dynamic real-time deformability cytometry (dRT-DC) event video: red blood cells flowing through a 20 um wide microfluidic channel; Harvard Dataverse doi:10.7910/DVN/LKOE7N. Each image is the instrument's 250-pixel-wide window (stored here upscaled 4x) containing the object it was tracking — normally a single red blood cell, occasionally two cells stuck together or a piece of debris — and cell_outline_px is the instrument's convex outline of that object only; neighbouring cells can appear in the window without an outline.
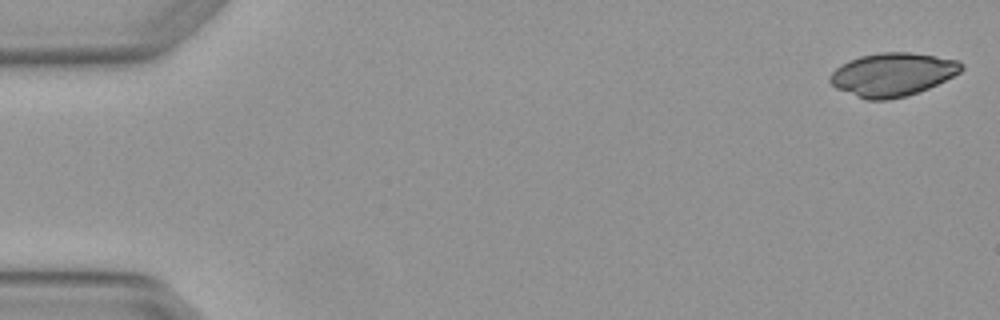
{"species": "Egyptian fruit bat (a non-hibernating species)", "species_latin": "Rousettus aegyptiacus", "temperature_condition": "warm", "stored_images_in_passage": 4, "camera_frame_rate_fps": 3000, "um_per_image_px": 0.085, "animal": {"sex": "female"}, "frame": {"image": 1, "passage_image": 1, "time_ms": 0.0, "image_size_px": [1000, 320], "cell_outline_px": [[964, 68], [960, 72], [928, 88], [908, 96], [888, 100], [864, 100], [836, 88], [828, 80], [828, 76], [840, 64], [848, 60], [860, 56], [880, 52], [908, 52], [936, 56], [956, 60], [964, 64]], "centroid_in_image_um": [75.82, 6.34], "position_along_channel_um": 9.2, "area_um2": 33.29}}